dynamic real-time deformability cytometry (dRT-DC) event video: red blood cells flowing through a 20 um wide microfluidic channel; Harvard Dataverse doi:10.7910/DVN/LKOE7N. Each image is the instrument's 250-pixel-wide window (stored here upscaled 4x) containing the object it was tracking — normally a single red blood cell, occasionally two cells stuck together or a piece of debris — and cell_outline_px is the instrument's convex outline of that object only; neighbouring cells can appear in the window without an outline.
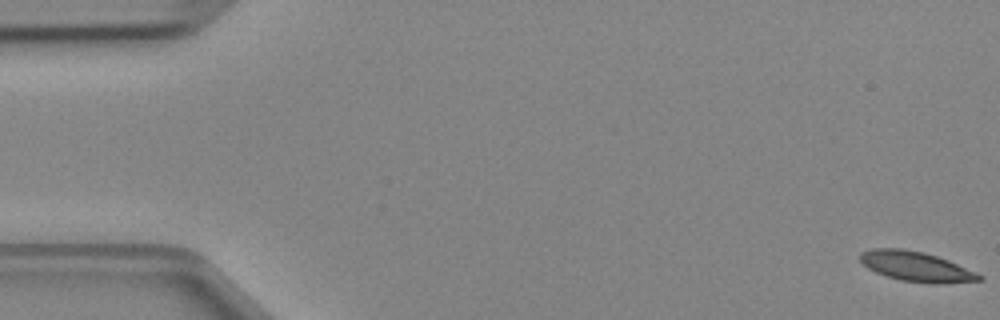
{"species": "Egyptian fruit bat (a non-hibernating species)", "species_latin": "Rousettus aegyptiacus", "temperature_condition": "cold", "stored_images_in_passage": 5, "segment_of_instrument_passage": [2, 2], "camera_frame_rate_fps": 3000, "um_per_image_px": 0.085, "animal": {"sex": "female"}, "frame": {"image": 1, "passage_image": 5, "time_ms": 1.333, "image_size_px": [1000, 320], "cell_outline_px": [[984, 280], [940, 284], [932, 284], [900, 280], [876, 272], [868, 268], [860, 260], [860, 252], [872, 248], [904, 248], [924, 252], [948, 260], [976, 272], [984, 276]], "centroid_in_image_um": [77.89, 22.65], "position_along_channel_um": 7.1, "area_um2": 20.81}}